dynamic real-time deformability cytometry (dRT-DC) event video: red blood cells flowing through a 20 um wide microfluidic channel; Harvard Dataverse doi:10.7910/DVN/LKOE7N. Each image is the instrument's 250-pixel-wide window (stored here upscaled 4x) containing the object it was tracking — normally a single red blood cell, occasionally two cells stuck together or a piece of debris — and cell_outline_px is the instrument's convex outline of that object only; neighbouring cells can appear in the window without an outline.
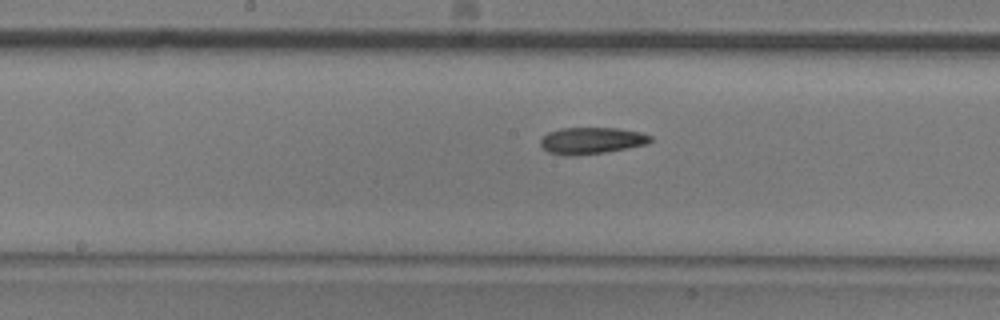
{"species": "common noctule bat (a hibernating species)", "species_latin": "Nyctalus noctula", "temperature_condition": "room temperature", "stored_images_in_passage": 10, "camera_frame_rate_fps": 3000, "um_per_image_px": 0.085, "animal": {"sex": "male", "body_mass_g": 20.5, "forearm_length_mm": 52.5}, "frame": {"image": 1, "passage_image": 9, "time_ms": 2.667, "image_size_px": [1000, 320], "cell_outline_px": [[652, 140], [648, 144], [628, 148], [604, 152], [576, 156], [572, 156], [548, 152], [540, 144], [540, 140], [548, 132], [560, 128], [620, 128], [644, 132], [652, 136]], "centroid_in_image_um": [50.33, 11.94], "position_along_channel_um": 197.9, "area_um2": 17.22}}
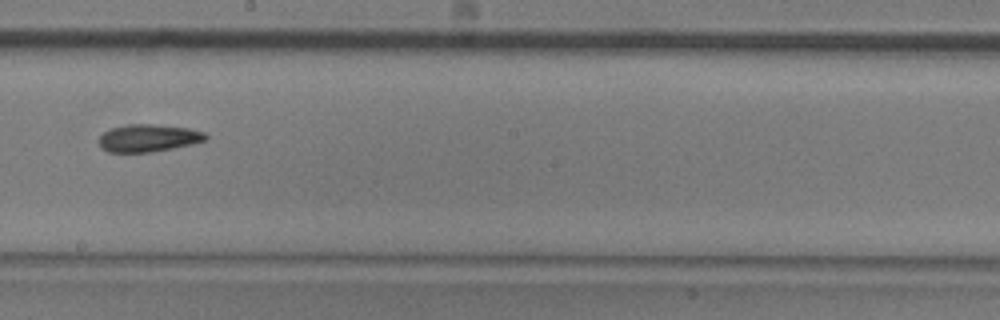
{"frame": {"image": 2, "passage_image": 10, "time_ms": 3.0, "image_size_px": [1000, 320], "cell_outline_px": [[208, 140], [192, 144], [152, 152], [108, 152], [100, 148], [96, 140], [104, 132], [112, 128], [128, 124], [156, 124], [188, 128], [204, 132], [208, 136]], "centroid_in_image_um": [12.59, 11.73], "position_along_channel_um": 235.6, "area_um2": 17.28}}